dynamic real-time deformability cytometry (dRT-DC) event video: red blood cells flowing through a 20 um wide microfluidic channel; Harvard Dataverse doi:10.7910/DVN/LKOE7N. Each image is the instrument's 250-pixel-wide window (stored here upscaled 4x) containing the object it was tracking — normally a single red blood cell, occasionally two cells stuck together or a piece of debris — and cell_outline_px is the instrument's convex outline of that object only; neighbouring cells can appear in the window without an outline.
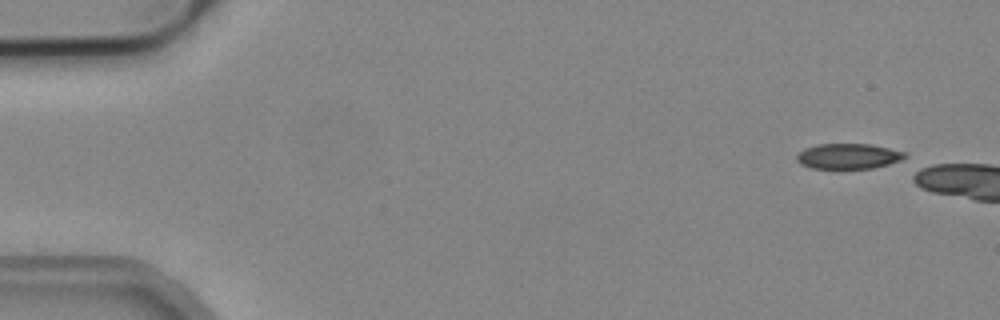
{"species": "common noctule bat (a hibernating species)", "species_latin": "Nyctalus noctula", "temperature_condition": "cold", "stored_images_in_passage": 3, "camera_frame_rate_fps": 3000, "um_per_image_px": 0.085, "animal": {"sex": "male", "body_mass_g": 19.2, "forearm_length_mm": 51.8}, "frame": {"image": 1, "passage_image": 1, "time_ms": 0.0, "image_size_px": [1000, 320], "cell_outline_px": [[908, 160], [872, 168], [840, 172], [812, 168], [800, 164], [796, 160], [796, 156], [804, 148], [816, 144], [872, 144], [904, 152], [908, 156]], "centroid_in_image_um": [72.12, 13.33], "position_along_channel_um": 12.9, "area_um2": 17.05}}